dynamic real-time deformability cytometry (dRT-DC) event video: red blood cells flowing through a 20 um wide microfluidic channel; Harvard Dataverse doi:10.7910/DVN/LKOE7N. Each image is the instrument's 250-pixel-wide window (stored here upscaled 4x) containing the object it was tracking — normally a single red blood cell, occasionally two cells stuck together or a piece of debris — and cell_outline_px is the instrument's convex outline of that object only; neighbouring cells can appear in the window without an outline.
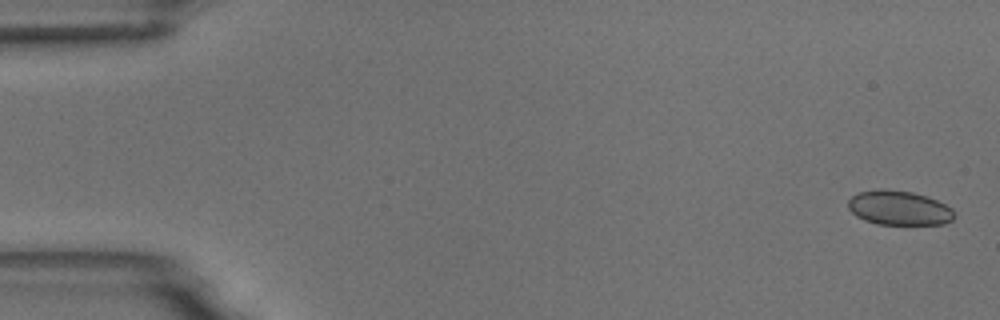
{"species": "common noctule bat (a hibernating species)", "species_latin": "Nyctalus noctula", "temperature_condition": "room temperature", "stored_images_in_passage": 5, "camera_frame_rate_fps": 3000, "um_per_image_px": 0.085, "animal": {"sex": "male", "body_mass_g": 18.8}, "frame": {"image": 1, "passage_image": 1, "time_ms": 0.0, "image_size_px": [1000, 320], "cell_outline_px": [[956, 216], [952, 220], [944, 224], [876, 224], [864, 220], [856, 216], [848, 208], [848, 200], [852, 196], [860, 192], [880, 188], [912, 192], [936, 200], [952, 208]], "centroid_in_image_um": [76.41, 17.68], "position_along_channel_um": 8.6, "area_um2": 21.27}}
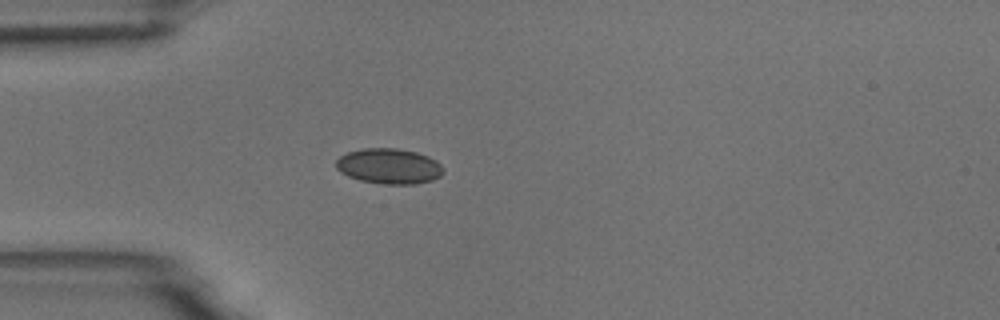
{"frame": {"image": 2, "passage_image": 5, "time_ms": 4.667, "image_size_px": [1000, 320], "cell_outline_px": [[444, 172], [440, 176], [432, 180], [416, 184], [380, 184], [360, 180], [348, 176], [340, 172], [336, 168], [336, 160], [340, 156], [348, 152], [364, 148], [396, 148], [416, 152], [428, 156], [436, 160], [444, 168]], "centroid_in_image_um": [33.07, 14.13], "position_along_channel_um": 51.9, "area_um2": 22.25}}